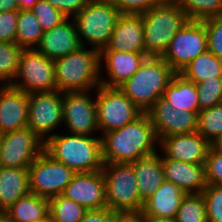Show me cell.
I'll return each instance as SVG.
<instances>
[{"mask_svg": "<svg viewBox=\"0 0 222 222\" xmlns=\"http://www.w3.org/2000/svg\"><path fill=\"white\" fill-rule=\"evenodd\" d=\"M147 57L149 56L138 52L101 50L99 52L101 85L118 88L140 68Z\"/></svg>", "mask_w": 222, "mask_h": 222, "instance_id": "2e32d148", "label": "cell"}, {"mask_svg": "<svg viewBox=\"0 0 222 222\" xmlns=\"http://www.w3.org/2000/svg\"><path fill=\"white\" fill-rule=\"evenodd\" d=\"M80 222H114V211L109 208L88 210Z\"/></svg>", "mask_w": 222, "mask_h": 222, "instance_id": "7bdbcfd3", "label": "cell"}, {"mask_svg": "<svg viewBox=\"0 0 222 222\" xmlns=\"http://www.w3.org/2000/svg\"><path fill=\"white\" fill-rule=\"evenodd\" d=\"M39 21L43 31H48L67 19L58 9L47 0H38L31 9Z\"/></svg>", "mask_w": 222, "mask_h": 222, "instance_id": "d590c367", "label": "cell"}, {"mask_svg": "<svg viewBox=\"0 0 222 222\" xmlns=\"http://www.w3.org/2000/svg\"><path fill=\"white\" fill-rule=\"evenodd\" d=\"M28 105L27 127L43 141L63 127V92L54 90L30 93Z\"/></svg>", "mask_w": 222, "mask_h": 222, "instance_id": "30bf717a", "label": "cell"}, {"mask_svg": "<svg viewBox=\"0 0 222 222\" xmlns=\"http://www.w3.org/2000/svg\"><path fill=\"white\" fill-rule=\"evenodd\" d=\"M23 49L17 43L0 42V85L11 84L14 80Z\"/></svg>", "mask_w": 222, "mask_h": 222, "instance_id": "4dcf8cb0", "label": "cell"}, {"mask_svg": "<svg viewBox=\"0 0 222 222\" xmlns=\"http://www.w3.org/2000/svg\"><path fill=\"white\" fill-rule=\"evenodd\" d=\"M58 9L65 17L73 18L89 2V0H47Z\"/></svg>", "mask_w": 222, "mask_h": 222, "instance_id": "b9f144b4", "label": "cell"}, {"mask_svg": "<svg viewBox=\"0 0 222 222\" xmlns=\"http://www.w3.org/2000/svg\"><path fill=\"white\" fill-rule=\"evenodd\" d=\"M210 144L222 133V103L198 112L197 130Z\"/></svg>", "mask_w": 222, "mask_h": 222, "instance_id": "1f68e13d", "label": "cell"}, {"mask_svg": "<svg viewBox=\"0 0 222 222\" xmlns=\"http://www.w3.org/2000/svg\"><path fill=\"white\" fill-rule=\"evenodd\" d=\"M82 47L73 18H67L61 24L44 31L36 49L49 59L66 56Z\"/></svg>", "mask_w": 222, "mask_h": 222, "instance_id": "44dd1931", "label": "cell"}, {"mask_svg": "<svg viewBox=\"0 0 222 222\" xmlns=\"http://www.w3.org/2000/svg\"><path fill=\"white\" fill-rule=\"evenodd\" d=\"M161 159L165 180L186 193H202L206 188L204 164H190L167 157Z\"/></svg>", "mask_w": 222, "mask_h": 222, "instance_id": "7402d4cb", "label": "cell"}, {"mask_svg": "<svg viewBox=\"0 0 222 222\" xmlns=\"http://www.w3.org/2000/svg\"><path fill=\"white\" fill-rule=\"evenodd\" d=\"M121 14L109 0H89L73 17L81 45L104 49Z\"/></svg>", "mask_w": 222, "mask_h": 222, "instance_id": "8992f818", "label": "cell"}, {"mask_svg": "<svg viewBox=\"0 0 222 222\" xmlns=\"http://www.w3.org/2000/svg\"><path fill=\"white\" fill-rule=\"evenodd\" d=\"M198 90L199 111L222 103V77L204 80L196 84Z\"/></svg>", "mask_w": 222, "mask_h": 222, "instance_id": "e575fe53", "label": "cell"}, {"mask_svg": "<svg viewBox=\"0 0 222 222\" xmlns=\"http://www.w3.org/2000/svg\"><path fill=\"white\" fill-rule=\"evenodd\" d=\"M204 171L207 185L222 186V151L210 146L204 162Z\"/></svg>", "mask_w": 222, "mask_h": 222, "instance_id": "f35d334b", "label": "cell"}, {"mask_svg": "<svg viewBox=\"0 0 222 222\" xmlns=\"http://www.w3.org/2000/svg\"><path fill=\"white\" fill-rule=\"evenodd\" d=\"M88 210L62 195L49 199V220L51 222H80Z\"/></svg>", "mask_w": 222, "mask_h": 222, "instance_id": "f546056e", "label": "cell"}, {"mask_svg": "<svg viewBox=\"0 0 222 222\" xmlns=\"http://www.w3.org/2000/svg\"><path fill=\"white\" fill-rule=\"evenodd\" d=\"M186 192L165 180L143 206V216L175 218Z\"/></svg>", "mask_w": 222, "mask_h": 222, "instance_id": "603a6c76", "label": "cell"}, {"mask_svg": "<svg viewBox=\"0 0 222 222\" xmlns=\"http://www.w3.org/2000/svg\"><path fill=\"white\" fill-rule=\"evenodd\" d=\"M30 193L50 199L62 195L75 172L43 151L28 167Z\"/></svg>", "mask_w": 222, "mask_h": 222, "instance_id": "7c38bea8", "label": "cell"}, {"mask_svg": "<svg viewBox=\"0 0 222 222\" xmlns=\"http://www.w3.org/2000/svg\"><path fill=\"white\" fill-rule=\"evenodd\" d=\"M175 109L189 112H199L198 90L194 82L186 80L175 73L168 83L163 96Z\"/></svg>", "mask_w": 222, "mask_h": 222, "instance_id": "484cf974", "label": "cell"}, {"mask_svg": "<svg viewBox=\"0 0 222 222\" xmlns=\"http://www.w3.org/2000/svg\"><path fill=\"white\" fill-rule=\"evenodd\" d=\"M44 151L75 173L101 171L104 166L101 136L56 133L44 145Z\"/></svg>", "mask_w": 222, "mask_h": 222, "instance_id": "7a4b0ae2", "label": "cell"}, {"mask_svg": "<svg viewBox=\"0 0 222 222\" xmlns=\"http://www.w3.org/2000/svg\"><path fill=\"white\" fill-rule=\"evenodd\" d=\"M19 10L16 0H0V12Z\"/></svg>", "mask_w": 222, "mask_h": 222, "instance_id": "f6af8a7d", "label": "cell"}, {"mask_svg": "<svg viewBox=\"0 0 222 222\" xmlns=\"http://www.w3.org/2000/svg\"><path fill=\"white\" fill-rule=\"evenodd\" d=\"M18 10L0 12V42L16 43Z\"/></svg>", "mask_w": 222, "mask_h": 222, "instance_id": "ab89813d", "label": "cell"}, {"mask_svg": "<svg viewBox=\"0 0 222 222\" xmlns=\"http://www.w3.org/2000/svg\"><path fill=\"white\" fill-rule=\"evenodd\" d=\"M143 222H176L175 218L143 216Z\"/></svg>", "mask_w": 222, "mask_h": 222, "instance_id": "7dc6e473", "label": "cell"}, {"mask_svg": "<svg viewBox=\"0 0 222 222\" xmlns=\"http://www.w3.org/2000/svg\"><path fill=\"white\" fill-rule=\"evenodd\" d=\"M44 145L29 127L0 135V167L28 168Z\"/></svg>", "mask_w": 222, "mask_h": 222, "instance_id": "5bb4252c", "label": "cell"}, {"mask_svg": "<svg viewBox=\"0 0 222 222\" xmlns=\"http://www.w3.org/2000/svg\"><path fill=\"white\" fill-rule=\"evenodd\" d=\"M44 34L31 10H18L16 43L23 48H36Z\"/></svg>", "mask_w": 222, "mask_h": 222, "instance_id": "f1b7e54d", "label": "cell"}, {"mask_svg": "<svg viewBox=\"0 0 222 222\" xmlns=\"http://www.w3.org/2000/svg\"><path fill=\"white\" fill-rule=\"evenodd\" d=\"M57 90H95L101 85L99 51L86 46L54 60Z\"/></svg>", "mask_w": 222, "mask_h": 222, "instance_id": "277c9868", "label": "cell"}, {"mask_svg": "<svg viewBox=\"0 0 222 222\" xmlns=\"http://www.w3.org/2000/svg\"><path fill=\"white\" fill-rule=\"evenodd\" d=\"M104 163H133L158 152L159 141L148 114L101 135Z\"/></svg>", "mask_w": 222, "mask_h": 222, "instance_id": "6da1fadb", "label": "cell"}, {"mask_svg": "<svg viewBox=\"0 0 222 222\" xmlns=\"http://www.w3.org/2000/svg\"><path fill=\"white\" fill-rule=\"evenodd\" d=\"M99 135L120 129L142 115L135 104L119 89L100 85L95 89Z\"/></svg>", "mask_w": 222, "mask_h": 222, "instance_id": "ba28073f", "label": "cell"}, {"mask_svg": "<svg viewBox=\"0 0 222 222\" xmlns=\"http://www.w3.org/2000/svg\"><path fill=\"white\" fill-rule=\"evenodd\" d=\"M210 146L211 144L196 131L161 138L158 151L161 157L190 164H204Z\"/></svg>", "mask_w": 222, "mask_h": 222, "instance_id": "ac0fdd59", "label": "cell"}, {"mask_svg": "<svg viewBox=\"0 0 222 222\" xmlns=\"http://www.w3.org/2000/svg\"><path fill=\"white\" fill-rule=\"evenodd\" d=\"M143 20L144 47L148 56L161 57L175 34L187 23L186 13L173 1L140 13Z\"/></svg>", "mask_w": 222, "mask_h": 222, "instance_id": "5b68a950", "label": "cell"}, {"mask_svg": "<svg viewBox=\"0 0 222 222\" xmlns=\"http://www.w3.org/2000/svg\"><path fill=\"white\" fill-rule=\"evenodd\" d=\"M121 13L140 14L159 5L163 0H109Z\"/></svg>", "mask_w": 222, "mask_h": 222, "instance_id": "60d3db41", "label": "cell"}, {"mask_svg": "<svg viewBox=\"0 0 222 222\" xmlns=\"http://www.w3.org/2000/svg\"><path fill=\"white\" fill-rule=\"evenodd\" d=\"M29 193L28 168L0 167V210Z\"/></svg>", "mask_w": 222, "mask_h": 222, "instance_id": "d4e9b609", "label": "cell"}, {"mask_svg": "<svg viewBox=\"0 0 222 222\" xmlns=\"http://www.w3.org/2000/svg\"><path fill=\"white\" fill-rule=\"evenodd\" d=\"M134 167L140 199L145 202L165 181L159 152L131 163Z\"/></svg>", "mask_w": 222, "mask_h": 222, "instance_id": "cb8c5ba5", "label": "cell"}, {"mask_svg": "<svg viewBox=\"0 0 222 222\" xmlns=\"http://www.w3.org/2000/svg\"><path fill=\"white\" fill-rule=\"evenodd\" d=\"M211 147L217 151H222V133L214 140Z\"/></svg>", "mask_w": 222, "mask_h": 222, "instance_id": "c3c4849f", "label": "cell"}, {"mask_svg": "<svg viewBox=\"0 0 222 222\" xmlns=\"http://www.w3.org/2000/svg\"><path fill=\"white\" fill-rule=\"evenodd\" d=\"M107 208L112 211H142L136 175L131 163H104Z\"/></svg>", "mask_w": 222, "mask_h": 222, "instance_id": "52a82bcc", "label": "cell"}, {"mask_svg": "<svg viewBox=\"0 0 222 222\" xmlns=\"http://www.w3.org/2000/svg\"><path fill=\"white\" fill-rule=\"evenodd\" d=\"M114 222H143V212L114 211Z\"/></svg>", "mask_w": 222, "mask_h": 222, "instance_id": "ee69618b", "label": "cell"}, {"mask_svg": "<svg viewBox=\"0 0 222 222\" xmlns=\"http://www.w3.org/2000/svg\"><path fill=\"white\" fill-rule=\"evenodd\" d=\"M176 222H208L202 193H186L175 217Z\"/></svg>", "mask_w": 222, "mask_h": 222, "instance_id": "d6a6232c", "label": "cell"}, {"mask_svg": "<svg viewBox=\"0 0 222 222\" xmlns=\"http://www.w3.org/2000/svg\"><path fill=\"white\" fill-rule=\"evenodd\" d=\"M202 194L208 222H222V186L207 185Z\"/></svg>", "mask_w": 222, "mask_h": 222, "instance_id": "8d00e7d4", "label": "cell"}, {"mask_svg": "<svg viewBox=\"0 0 222 222\" xmlns=\"http://www.w3.org/2000/svg\"><path fill=\"white\" fill-rule=\"evenodd\" d=\"M208 50L206 27L203 21L188 20L170 41L162 58L175 73Z\"/></svg>", "mask_w": 222, "mask_h": 222, "instance_id": "8fae6325", "label": "cell"}, {"mask_svg": "<svg viewBox=\"0 0 222 222\" xmlns=\"http://www.w3.org/2000/svg\"><path fill=\"white\" fill-rule=\"evenodd\" d=\"M62 196L87 210L107 208L105 181L102 171L75 173Z\"/></svg>", "mask_w": 222, "mask_h": 222, "instance_id": "e0dca14e", "label": "cell"}, {"mask_svg": "<svg viewBox=\"0 0 222 222\" xmlns=\"http://www.w3.org/2000/svg\"><path fill=\"white\" fill-rule=\"evenodd\" d=\"M0 222H10L5 210H0Z\"/></svg>", "mask_w": 222, "mask_h": 222, "instance_id": "681fc988", "label": "cell"}, {"mask_svg": "<svg viewBox=\"0 0 222 222\" xmlns=\"http://www.w3.org/2000/svg\"><path fill=\"white\" fill-rule=\"evenodd\" d=\"M189 20L203 21L222 15V0H173Z\"/></svg>", "mask_w": 222, "mask_h": 222, "instance_id": "836d02e7", "label": "cell"}, {"mask_svg": "<svg viewBox=\"0 0 222 222\" xmlns=\"http://www.w3.org/2000/svg\"><path fill=\"white\" fill-rule=\"evenodd\" d=\"M28 94L10 84L0 85V135L27 127Z\"/></svg>", "mask_w": 222, "mask_h": 222, "instance_id": "d6986e66", "label": "cell"}, {"mask_svg": "<svg viewBox=\"0 0 222 222\" xmlns=\"http://www.w3.org/2000/svg\"><path fill=\"white\" fill-rule=\"evenodd\" d=\"M179 74L195 84L219 78L222 77V60L207 50L186 65Z\"/></svg>", "mask_w": 222, "mask_h": 222, "instance_id": "83f0119b", "label": "cell"}, {"mask_svg": "<svg viewBox=\"0 0 222 222\" xmlns=\"http://www.w3.org/2000/svg\"><path fill=\"white\" fill-rule=\"evenodd\" d=\"M141 14L122 13L106 47L102 50L138 52L146 54Z\"/></svg>", "mask_w": 222, "mask_h": 222, "instance_id": "ffe728a7", "label": "cell"}, {"mask_svg": "<svg viewBox=\"0 0 222 222\" xmlns=\"http://www.w3.org/2000/svg\"><path fill=\"white\" fill-rule=\"evenodd\" d=\"M206 27L208 51L222 60V15L203 20Z\"/></svg>", "mask_w": 222, "mask_h": 222, "instance_id": "74e56055", "label": "cell"}, {"mask_svg": "<svg viewBox=\"0 0 222 222\" xmlns=\"http://www.w3.org/2000/svg\"><path fill=\"white\" fill-rule=\"evenodd\" d=\"M38 0H16L20 10H31Z\"/></svg>", "mask_w": 222, "mask_h": 222, "instance_id": "bcb514c9", "label": "cell"}, {"mask_svg": "<svg viewBox=\"0 0 222 222\" xmlns=\"http://www.w3.org/2000/svg\"><path fill=\"white\" fill-rule=\"evenodd\" d=\"M10 222H40L49 219V199L29 193L19 198L8 209Z\"/></svg>", "mask_w": 222, "mask_h": 222, "instance_id": "4316f807", "label": "cell"}, {"mask_svg": "<svg viewBox=\"0 0 222 222\" xmlns=\"http://www.w3.org/2000/svg\"><path fill=\"white\" fill-rule=\"evenodd\" d=\"M147 114L158 141L171 135L188 134L197 130L198 113L175 109L163 97L154 103Z\"/></svg>", "mask_w": 222, "mask_h": 222, "instance_id": "9a60e30c", "label": "cell"}, {"mask_svg": "<svg viewBox=\"0 0 222 222\" xmlns=\"http://www.w3.org/2000/svg\"><path fill=\"white\" fill-rule=\"evenodd\" d=\"M175 72L162 57H147L140 68L118 88L135 104L142 114H147L154 103L163 96Z\"/></svg>", "mask_w": 222, "mask_h": 222, "instance_id": "3957f363", "label": "cell"}, {"mask_svg": "<svg viewBox=\"0 0 222 222\" xmlns=\"http://www.w3.org/2000/svg\"><path fill=\"white\" fill-rule=\"evenodd\" d=\"M94 97L95 90L63 92V132L97 136L95 134L99 130Z\"/></svg>", "mask_w": 222, "mask_h": 222, "instance_id": "4fadbf2b", "label": "cell"}, {"mask_svg": "<svg viewBox=\"0 0 222 222\" xmlns=\"http://www.w3.org/2000/svg\"><path fill=\"white\" fill-rule=\"evenodd\" d=\"M10 85L27 94L57 90L54 60L45 57L36 48H24L18 72Z\"/></svg>", "mask_w": 222, "mask_h": 222, "instance_id": "9c48e42d", "label": "cell"}]
</instances>
